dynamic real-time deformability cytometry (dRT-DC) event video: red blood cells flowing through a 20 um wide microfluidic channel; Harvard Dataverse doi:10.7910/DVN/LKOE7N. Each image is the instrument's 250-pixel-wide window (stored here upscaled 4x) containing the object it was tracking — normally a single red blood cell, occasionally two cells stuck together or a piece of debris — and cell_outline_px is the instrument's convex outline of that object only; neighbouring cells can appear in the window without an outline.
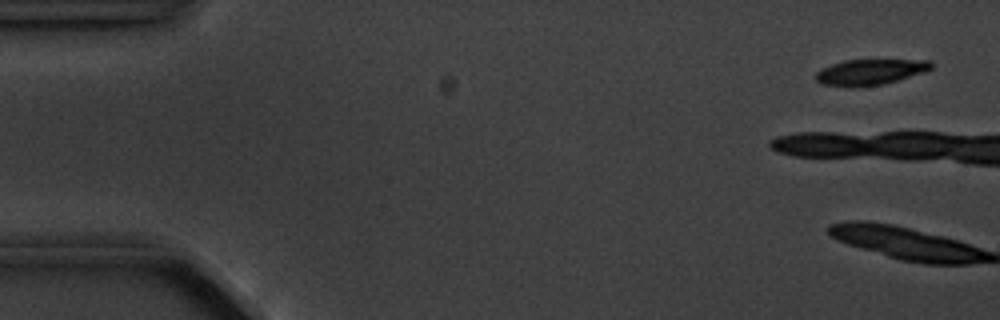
{"species": "common noctule bat (a hibernating species)", "species_latin": "Nyctalus noctula", "temperature_condition": "cold", "stored_images_in_passage": 12, "camera_frame_rate_fps": 3000, "um_per_image_px": 0.085, "animal": {"sex": "male", "body_mass_g": 20.1, "forearm_length_mm": 53.5}, "frame": {"image": 1, "passage_image": 1, "time_ms": 0.0, "image_size_px": [1000, 320], "cell_outline_px": [[932, 68], [924, 72], [884, 84], [820, 84], [816, 80], [816, 72], [820, 68], [844, 60], [932, 60]], "centroid_in_image_um": [74.0, 6.07], "position_along_channel_um": 11.0, "area_um2": 16.53}}